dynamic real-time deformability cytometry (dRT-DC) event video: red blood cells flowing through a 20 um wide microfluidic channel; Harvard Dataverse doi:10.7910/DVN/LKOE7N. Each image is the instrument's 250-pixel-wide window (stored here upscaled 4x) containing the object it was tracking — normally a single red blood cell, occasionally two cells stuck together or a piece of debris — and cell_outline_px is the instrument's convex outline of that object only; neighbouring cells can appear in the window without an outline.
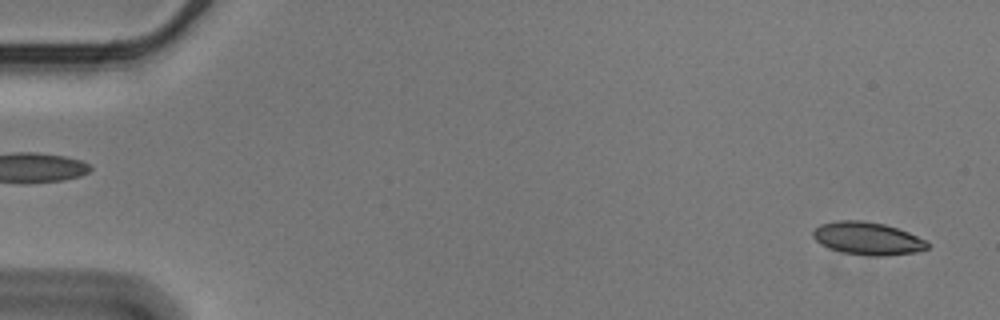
{"species": "Egyptian fruit bat (a non-hibernating species)", "species_latin": "Rousettus aegyptiacus", "temperature_condition": "cold", "stored_images_in_passage": 57, "camera_frame_rate_fps": 3000, "um_per_image_px": 0.085, "animal": {"sex": "male"}, "frame": {"image": 1, "passage_image": 3, "time_ms": 0.667, "image_size_px": [1000, 320], "cell_outline_px": [[928, 248], [916, 252], [884, 256], [872, 256], [844, 252], [828, 248], [820, 244], [812, 236], [812, 232], [820, 224], [836, 220], [864, 220], [884, 224], [908, 232], [928, 240]], "centroid_in_image_um": [73.74, 20.26], "position_along_channel_um": 11.3, "area_um2": 21.91}}
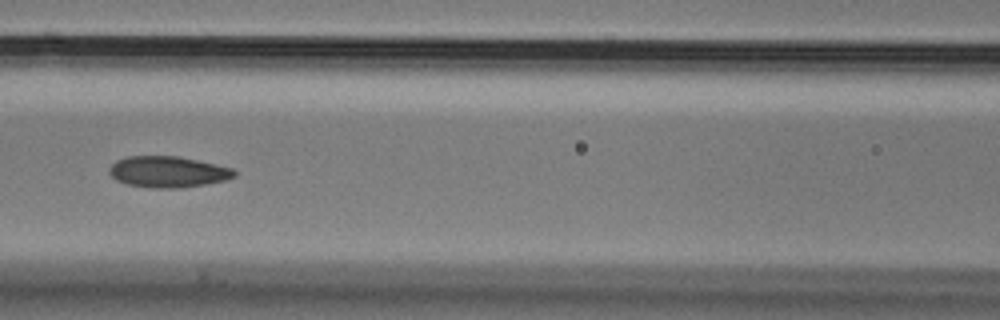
{"frame": {"image": 2, "passage_image": 26, "time_ms": 8.333, "image_size_px": [1000, 320], "cell_outline_px": [[236, 176], [224, 180], [204, 184], [180, 188], [152, 188], [124, 184], [116, 180], [108, 172], [108, 168], [116, 160], [128, 156], [176, 156], [216, 164], [232, 168], [236, 172]], "centroid_in_image_um": [14.23, 14.61], "position_along_channel_um": 152.4, "area_um2": 22.72}}
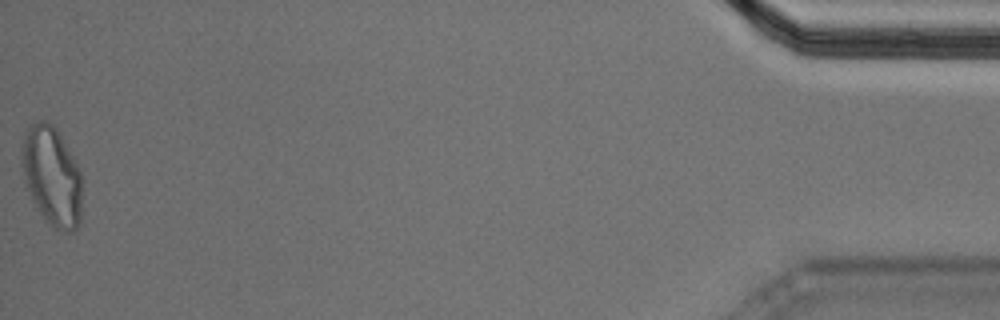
{"frame": {"image": 3, "passage_image": 57, "time_ms": 18.667, "image_size_px": [1000, 320], "cell_outline_px": [[84, 176], [80, 220], [76, 228], [72, 232], [60, 232], [48, 224], [44, 220], [36, 208], [24, 184], [20, 160], [24, 132], [32, 124], [40, 120], [48, 120], [56, 128], [76, 160]], "centroid_in_image_um": [4.42, 14.99], "position_along_channel_um": 430.8, "area_um2": 36.18}, "authors_computed_cell_mechanics": {"area_um2": 22.542, "velocity_mm_per_s": 3.5689, "shape_relaxation_time_tau1_ms": 5.1189, "shape_relaxation_time_tau2_ms": 2.6382, "deformation_change_tau1": 0.1352, "deformation_change_tau2": 0.0786}}